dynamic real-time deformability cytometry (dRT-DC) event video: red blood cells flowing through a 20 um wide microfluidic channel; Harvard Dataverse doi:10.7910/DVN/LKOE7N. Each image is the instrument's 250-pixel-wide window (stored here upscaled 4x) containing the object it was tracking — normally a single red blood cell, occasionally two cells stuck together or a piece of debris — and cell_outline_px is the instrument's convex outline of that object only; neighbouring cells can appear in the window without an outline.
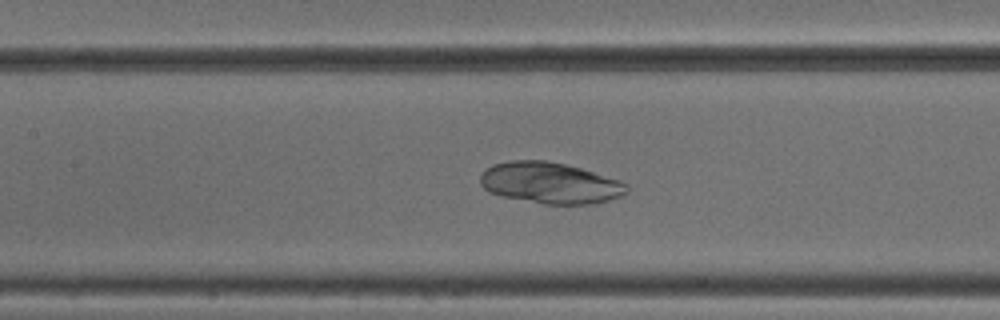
{"species": "common noctule bat (a hibernating species)", "species_latin": "Nyctalus noctula", "temperature_condition": "cold", "stored_images_in_passage": 41, "camera_frame_rate_fps": 3000, "um_per_image_px": 0.085, "animal": {"sex": "male", "body_mass_g": 18.8}, "frame": {"image": 1, "passage_image": 17, "time_ms": 5.333, "image_size_px": [1000, 320], "cell_outline_px": [[628, 192], [620, 196], [608, 200], [592, 204], [544, 204], [504, 196], [488, 192], [480, 184], [480, 176], [484, 168], [492, 164], [512, 160], [544, 160], [564, 164], [580, 168], [620, 180], [628, 184]], "centroid_in_image_um": [46.74, 15.54], "position_along_channel_um": 160.7, "area_um2": 35.2}}
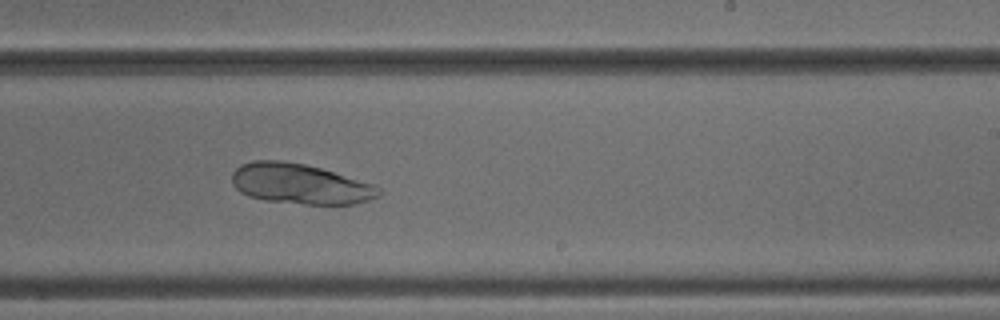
{"frame": {"image": 2, "passage_image": 25, "time_ms": 8.0, "image_size_px": [1000, 320], "cell_outline_px": [[380, 196], [356, 204], [304, 204], [264, 200], [248, 196], [240, 192], [232, 184], [232, 172], [240, 164], [252, 160], [284, 160], [304, 164], [320, 168], [372, 184], [380, 188]], "centroid_in_image_um": [25.46, 15.63], "position_along_channel_um": 263.5, "area_um2": 34.45}}
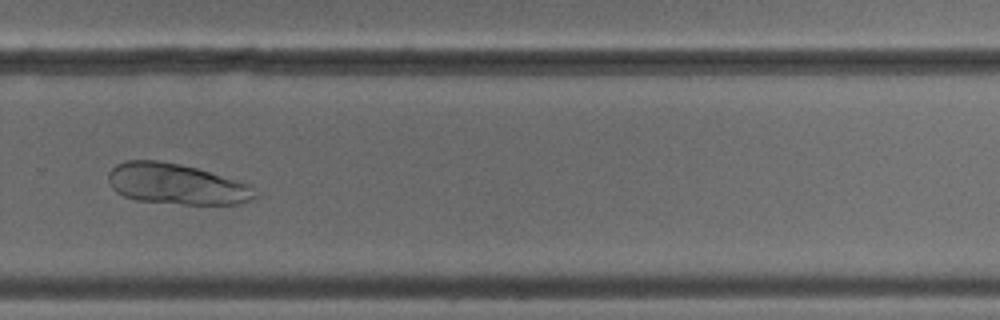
{"frame": {"image": 3, "passage_image": 29, "time_ms": 9.333, "image_size_px": [1000, 320], "cell_outline_px": [[256, 196], [240, 204], [180, 204], [136, 200], [124, 196], [116, 192], [112, 188], [108, 180], [108, 172], [116, 164], [124, 160], [156, 160], [180, 164], [196, 168], [252, 184]], "centroid_in_image_um": [14.97, 15.64], "position_along_channel_um": 314.8, "area_um2": 34.91}}